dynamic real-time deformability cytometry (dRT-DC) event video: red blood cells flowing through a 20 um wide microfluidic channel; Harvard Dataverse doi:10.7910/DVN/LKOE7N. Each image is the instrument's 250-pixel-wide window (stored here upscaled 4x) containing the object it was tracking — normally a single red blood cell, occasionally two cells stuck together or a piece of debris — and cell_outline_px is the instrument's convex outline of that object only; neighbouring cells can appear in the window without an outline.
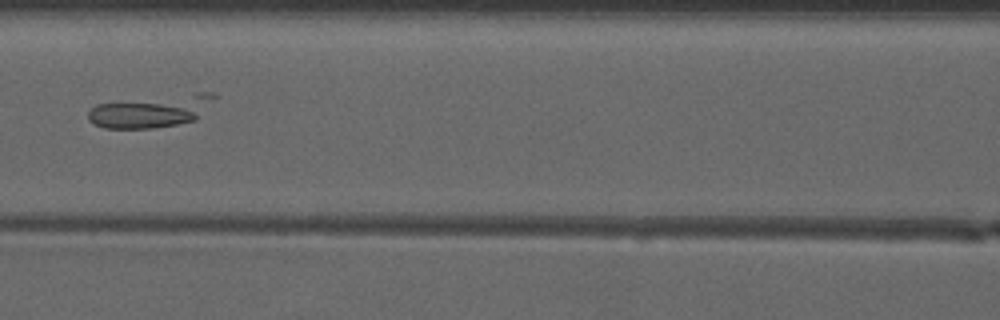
{"species": "common noctule bat (a hibernating species)", "species_latin": "Nyctalus noctula", "temperature_condition": "warm", "stored_images_in_passage": 50, "camera_frame_rate_fps": 3000, "um_per_image_px": 0.085, "animal": {"sex": "male", "forearm_length_mm": 52.5}, "frame": {"image": 1, "passage_image": 24, "time_ms": 7.667, "image_size_px": [1000, 320], "cell_outline_px": [[196, 120], [156, 128], [104, 128], [88, 120], [88, 112], [96, 104], [160, 104], [192, 108], [196, 116]], "centroid_in_image_um": [11.84, 9.83], "position_along_channel_um": 154.8, "area_um2": 16.18}}
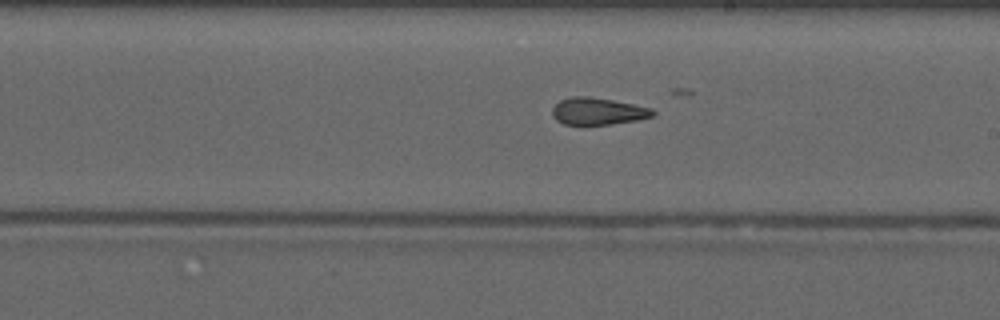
{"frame": {"image": 2, "passage_image": 30, "time_ms": 9.667, "image_size_px": [1000, 320], "cell_outline_px": [[656, 112], [652, 116], [636, 120], [612, 124], [584, 128], [580, 128], [564, 124], [556, 120], [552, 116], [552, 108], [560, 100], [572, 96], [588, 96], [612, 100], [652, 108]], "centroid_in_image_um": [50.75, 9.5], "position_along_channel_um": 238.2, "area_um2": 16.47}}
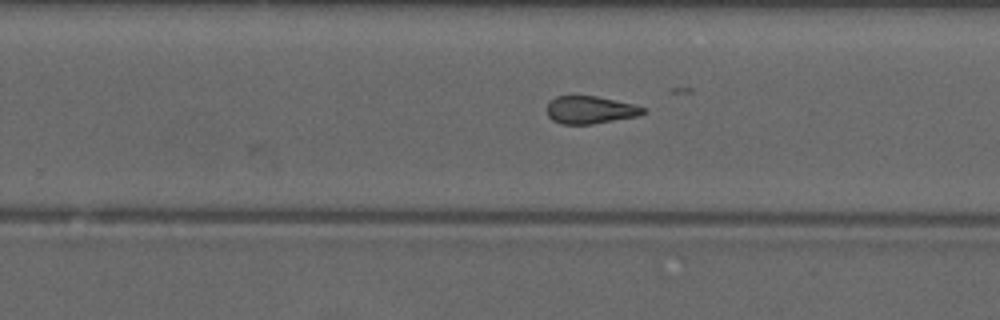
{"frame": {"image": 3, "passage_image": 33, "time_ms": 10.667, "image_size_px": [1000, 320], "cell_outline_px": [[648, 112], [636, 116], [592, 124], [564, 124], [552, 120], [548, 116], [548, 104], [556, 96], [596, 96], [632, 104], [644, 108]], "centroid_in_image_um": [50.16, 9.34], "position_along_channel_um": 279.6, "area_um2": 15.2}, "authors_computed_cell_mechanics": {"area_um2": 18.4093, "velocity_mm_per_s": 4.1799, "shape_relaxation_time_tau1_ms": null, "shape_relaxation_time_tau2_ms": 4.0922, "deformation_change_tau1": null, "deformation_change_tau2": 0.1445}}